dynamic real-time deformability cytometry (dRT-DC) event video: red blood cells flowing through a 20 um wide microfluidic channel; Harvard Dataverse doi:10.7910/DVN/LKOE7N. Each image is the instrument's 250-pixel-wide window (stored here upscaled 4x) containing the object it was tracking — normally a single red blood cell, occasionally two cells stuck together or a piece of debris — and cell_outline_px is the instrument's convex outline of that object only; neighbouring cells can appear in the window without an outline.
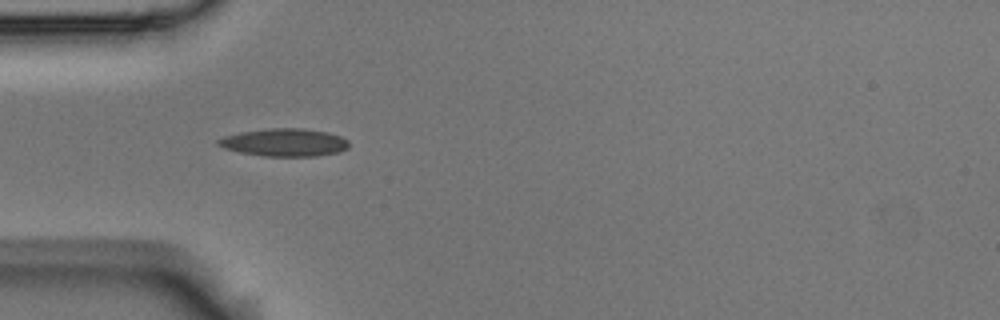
{"species": "Egyptian fruit bat (a non-hibernating species)", "species_latin": "Rousettus aegyptiacus", "temperature_condition": "room temperature", "stored_images_in_passage": 2, "camera_frame_rate_fps": 3000, "um_per_image_px": 0.085, "animal": {"sex": "male"}, "frame": {"image": 1, "passage_image": 1, "time_ms": 0.0, "image_size_px": [1000, 320], "cell_outline_px": [[348, 148], [340, 152], [316, 156], [264, 156], [240, 152], [224, 148], [216, 144], [216, 140], [224, 136], [240, 132], [268, 128], [304, 128], [328, 132], [340, 136], [348, 140]], "centroid_in_image_um": [24.18, 12.1], "position_along_channel_um": 60.8, "area_um2": 21.27}}
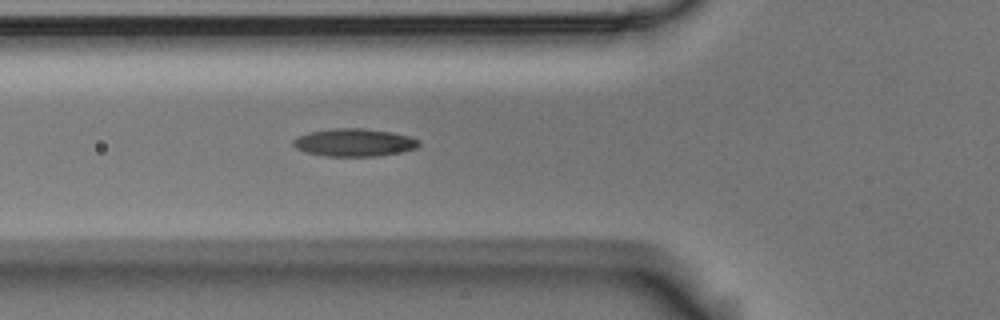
{"frame": {"image": 2, "passage_image": 2, "time_ms": 0.333, "image_size_px": [1000, 320], "cell_outline_px": [[420, 144], [416, 148], [400, 152], [380, 156], [324, 156], [304, 152], [296, 148], [292, 144], [292, 140], [308, 132], [332, 128], [364, 128], [392, 132], [412, 136], [420, 140]], "centroid_in_image_um": [30.12, 12.11], "position_along_channel_um": 95.7, "area_um2": 20.58}}